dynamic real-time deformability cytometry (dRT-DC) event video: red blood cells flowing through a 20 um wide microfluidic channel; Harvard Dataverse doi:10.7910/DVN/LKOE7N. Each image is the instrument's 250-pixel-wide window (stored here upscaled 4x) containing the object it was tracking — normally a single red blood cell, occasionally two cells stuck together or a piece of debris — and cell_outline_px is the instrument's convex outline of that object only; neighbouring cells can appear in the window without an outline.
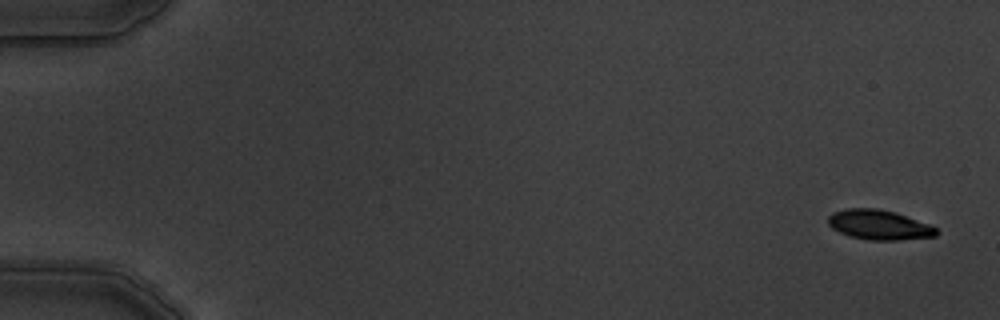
{"species": "common noctule bat (a hibernating species)", "species_latin": "Nyctalus noctula", "temperature_condition": "warm", "stored_images_in_passage": 4, "camera_frame_rate_fps": 3000, "um_per_image_px": 0.085, "animal": {"sex": "male", "body_mass_g": 19.5, "forearm_length_mm": 54.6}, "frame": {"image": 1, "passage_image": 1, "time_ms": 0.0, "image_size_px": [1000, 320], "cell_outline_px": [[940, 232], [936, 236], [900, 240], [868, 240], [848, 236], [832, 228], [828, 224], [828, 216], [832, 212], [848, 208], [876, 208], [896, 212], [928, 224], [936, 228]], "centroid_in_image_um": [74.71, 19.11], "position_along_channel_um": 10.3, "area_um2": 18.9}}